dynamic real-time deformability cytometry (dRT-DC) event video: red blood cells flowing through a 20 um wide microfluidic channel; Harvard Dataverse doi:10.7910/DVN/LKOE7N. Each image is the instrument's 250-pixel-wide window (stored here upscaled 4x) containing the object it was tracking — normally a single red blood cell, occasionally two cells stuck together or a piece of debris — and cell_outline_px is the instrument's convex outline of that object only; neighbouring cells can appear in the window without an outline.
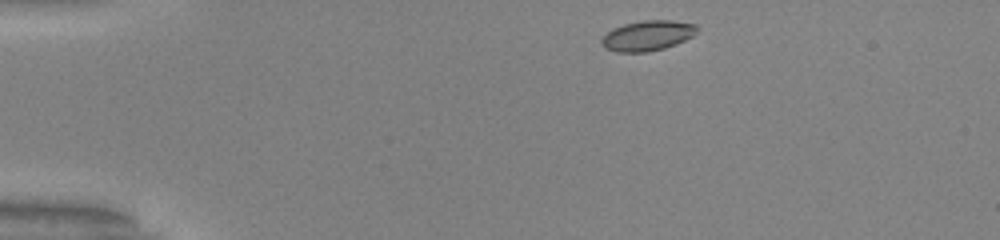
{"species": "common noctule bat (a hibernating species)", "species_latin": "Nyctalus noctula", "temperature_condition": "warm", "stored_images_in_passage": 43, "camera_frame_rate_fps": 3000, "um_per_image_px": 0.085, "animal": {"sex": "male", "body_mass_g": 20.0, "forearm_length_mm": 53.3}, "frame": {"image": 1, "passage_image": 1, "time_ms": 0.0, "image_size_px": [1000, 240], "cell_outline_px": [[700, 28], [692, 36], [676, 44], [664, 48], [648, 52], [616, 52], [604, 48], [600, 44], [600, 40], [612, 28], [624, 24], [644, 20], [672, 20], [696, 24]], "centroid_in_image_um": [55.03, 3.03], "position_along_channel_um": 30.0, "area_um2": 16.94}}
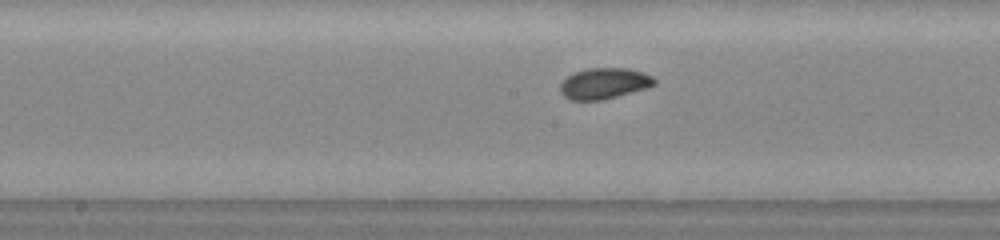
{"frame": {"image": 2, "passage_image": 19, "time_ms": 6.0, "image_size_px": [1000, 240], "cell_outline_px": [[656, 84], [644, 88], [616, 96], [600, 100], [572, 100], [564, 96], [560, 92], [560, 84], [568, 76], [576, 72], [588, 68], [628, 68], [644, 72], [652, 76], [656, 80]], "centroid_in_image_um": [51.35, 7.08], "position_along_channel_um": 196.8, "area_um2": 16.76}}
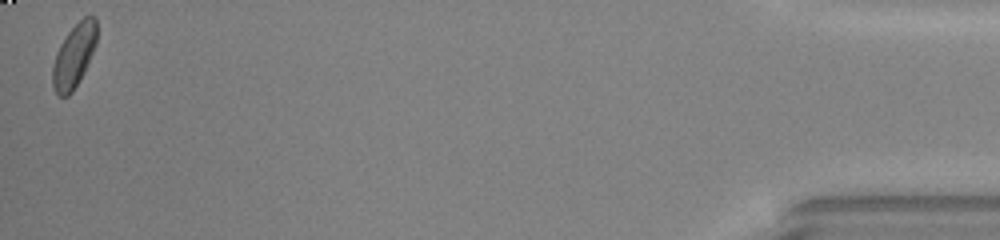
{"frame": {"image": 3, "passage_image": 43, "time_ms": 14.0, "image_size_px": [1000, 240], "cell_outline_px": [[96, 44], [84, 72], [80, 80], [72, 92], [68, 96], [56, 96], [52, 88], [52, 64], [56, 52], [60, 44], [68, 32], [84, 16], [96, 16]], "centroid_in_image_um": [6.26, 4.78], "position_along_channel_um": 428.9, "area_um2": 16.47}, "authors_computed_cell_mechanics": {"area_um2": 16.5886, "velocity_mm_per_s": 3.984, "shape_relaxation_time_tau1_ms": 3.6094, "shape_relaxation_time_tau2_ms": 0.9991, "deformation_change_tau1": 0.0856, "deformation_change_tau2": 0.0493}}